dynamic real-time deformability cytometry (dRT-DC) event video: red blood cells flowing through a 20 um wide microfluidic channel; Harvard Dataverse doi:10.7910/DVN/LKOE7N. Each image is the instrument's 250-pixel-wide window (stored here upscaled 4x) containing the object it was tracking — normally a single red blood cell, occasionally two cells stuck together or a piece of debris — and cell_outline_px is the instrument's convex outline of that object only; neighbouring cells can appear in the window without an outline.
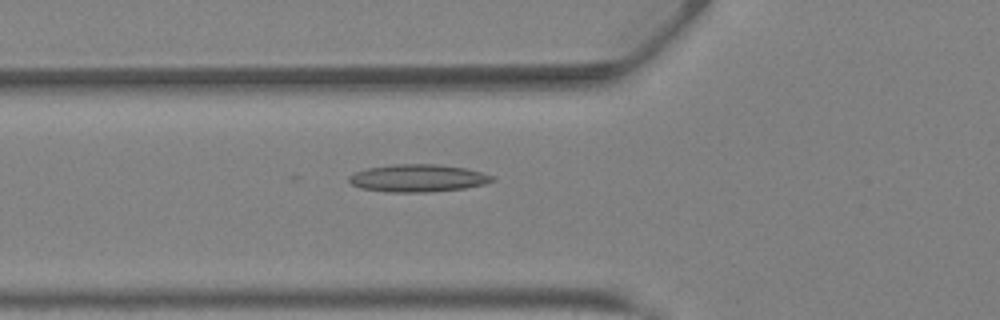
{"species": "Egyptian fruit bat (a non-hibernating species)", "species_latin": "Rousettus aegyptiacus", "temperature_condition": "warm", "stored_images_in_passage": 34, "camera_frame_rate_fps": 3000, "um_per_image_px": 0.085, "animal": {"sex": "female"}, "frame": {"image": 1, "passage_image": 9, "time_ms": 2.667, "image_size_px": [1000, 320], "cell_outline_px": [[496, 180], [488, 184], [464, 188], [428, 192], [388, 192], [360, 188], [352, 184], [348, 180], [348, 176], [356, 172], [368, 168], [392, 164], [436, 164], [468, 168], [492, 176]], "centroid_in_image_um": [35.54, 15.14], "position_along_channel_um": 90.3, "area_um2": 23.06}}
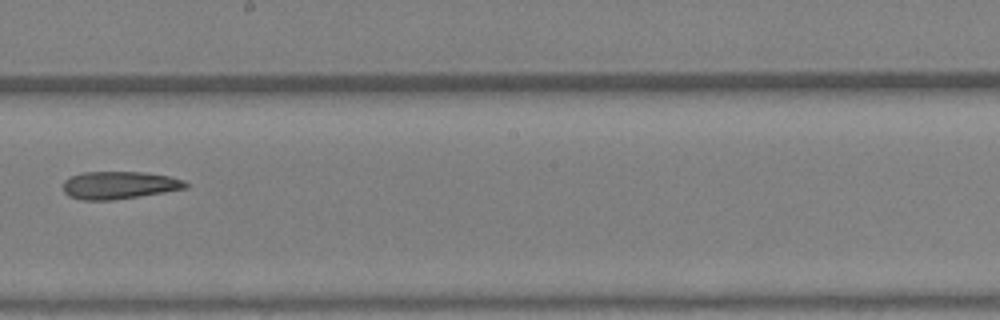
{"frame": {"image": 2, "passage_image": 18, "time_ms": 5.667, "image_size_px": [1000, 320], "cell_outline_px": [[188, 188], [164, 192], [112, 200], [80, 200], [68, 196], [64, 192], [64, 180], [72, 176], [84, 172], [144, 172], [168, 176], [184, 180], [188, 184]], "centroid_in_image_um": [10.13, 15.74], "position_along_channel_um": 238.1, "area_um2": 19.65}}
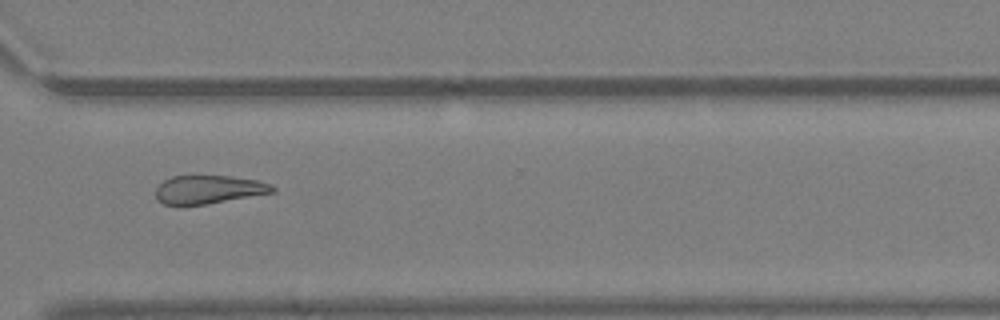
{"frame": {"image": 3, "passage_image": 25, "time_ms": 8.0, "image_size_px": [1000, 320], "cell_outline_px": [[276, 192], [208, 204], [164, 204], [156, 196], [156, 188], [164, 180], [172, 176], [232, 176], [256, 180], [272, 184], [276, 188]], "centroid_in_image_um": [17.8, 16.1], "position_along_channel_um": 352.8, "area_um2": 19.19}}